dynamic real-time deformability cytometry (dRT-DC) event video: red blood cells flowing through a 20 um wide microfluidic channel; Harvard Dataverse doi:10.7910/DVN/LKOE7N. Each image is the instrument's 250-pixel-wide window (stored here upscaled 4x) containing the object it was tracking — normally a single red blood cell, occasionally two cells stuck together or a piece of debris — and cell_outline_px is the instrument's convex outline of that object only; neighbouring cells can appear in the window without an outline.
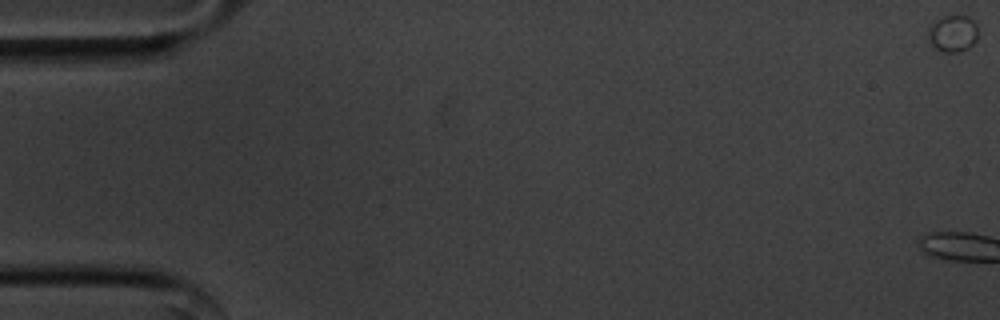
{"species": "common noctule bat (a hibernating species)", "species_latin": "Nyctalus noctula", "temperature_condition": "cold", "stored_images_in_passage": 17, "camera_frame_rate_fps": 3000, "um_per_image_px": 0.085, "animal": {"sex": "male", "body_mass_g": 20.1, "forearm_length_mm": 53.5}, "frame": {"image": 1, "passage_image": 1, "time_ms": 0.0, "image_size_px": [1000, 320], "cell_outline_px": [[976, 40], [968, 48], [956, 52], [944, 52], [936, 48], [928, 40], [928, 28], [936, 20], [944, 16], [968, 16], [976, 24]], "centroid_in_image_um": [80.97, 2.84], "position_along_channel_um": 4.0, "area_um2": 10.46}}